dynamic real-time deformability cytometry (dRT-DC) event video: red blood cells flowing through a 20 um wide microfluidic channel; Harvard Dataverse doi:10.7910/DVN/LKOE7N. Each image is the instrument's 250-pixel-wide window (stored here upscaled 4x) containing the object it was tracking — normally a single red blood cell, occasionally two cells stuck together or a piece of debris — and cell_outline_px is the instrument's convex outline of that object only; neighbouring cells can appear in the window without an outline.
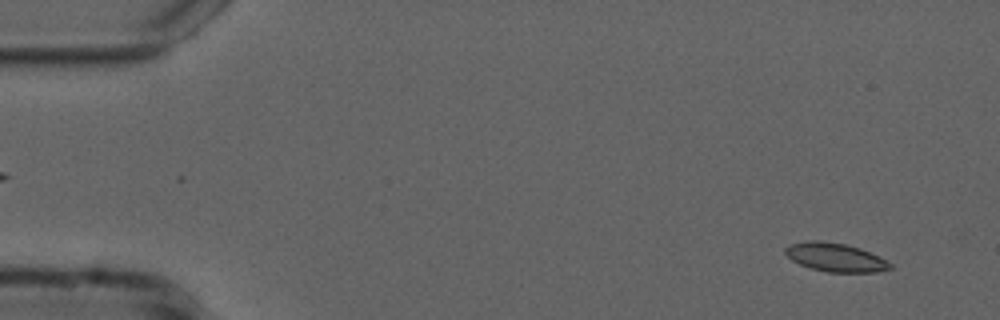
{"species": "common noctule bat (a hibernating species)", "species_latin": "Nyctalus noctula", "temperature_condition": "cold", "stored_images_in_passage": 54, "camera_frame_rate_fps": 3000, "um_per_image_px": 0.085, "animal": {"sex": "male", "forearm_length_mm": 52.5}, "frame": {"image": 1, "passage_image": 3, "time_ms": 0.667, "image_size_px": [1000, 320], "cell_outline_px": [[892, 268], [880, 272], [828, 272], [812, 268], [800, 264], [792, 260], [784, 252], [784, 248], [788, 244], [808, 240], [820, 240], [844, 244], [860, 248], [892, 264]], "centroid_in_image_um": [70.96, 21.87], "position_along_channel_um": 14.0, "area_um2": 17.34}}
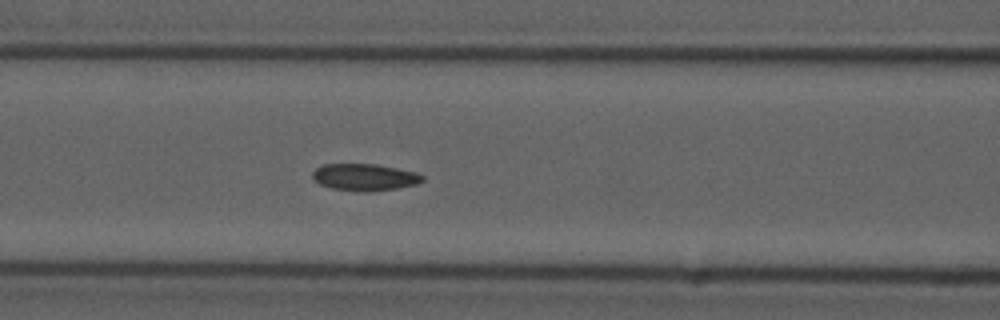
{"frame": {"image": 2, "passage_image": 22, "time_ms": 7.0, "image_size_px": [1000, 320], "cell_outline_px": [[424, 180], [416, 184], [396, 188], [372, 192], [364, 192], [332, 188], [320, 184], [312, 180], [312, 172], [316, 168], [324, 164], [376, 164], [416, 172], [424, 176]], "centroid_in_image_um": [30.97, 15.06], "position_along_channel_um": 135.6, "area_um2": 17.28}}
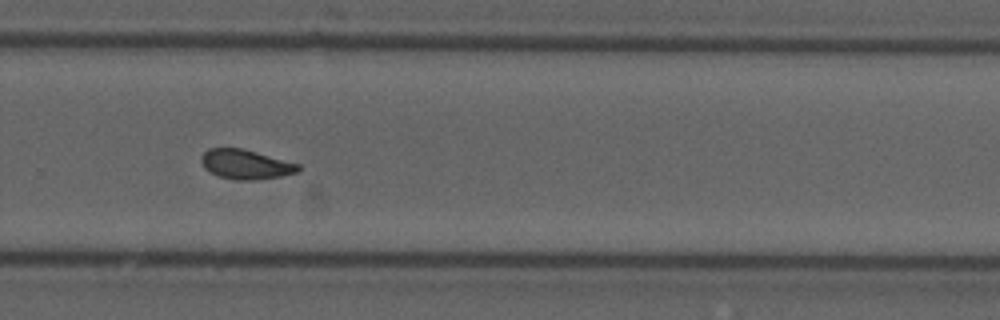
{"frame": {"image": 3, "passage_image": 36, "time_ms": 11.667, "image_size_px": [1000, 320], "cell_outline_px": [[300, 168], [296, 172], [280, 176], [252, 180], [236, 180], [220, 176], [204, 168], [200, 160], [200, 156], [208, 148], [244, 148], [300, 164]], "centroid_in_image_um": [20.87, 13.95], "position_along_channel_um": 308.9, "area_um2": 16.65}, "authors_computed_cell_mechanics": {"area_um2": 17.1088, "velocity_mm_per_s": 3.7252, "shape_relaxation_time_tau1_ms": 9.7837, "shape_relaxation_time_tau2_ms": 1.5216, "deformation_change_tau1": 0.1659, "deformation_change_tau2": 0.0585}}